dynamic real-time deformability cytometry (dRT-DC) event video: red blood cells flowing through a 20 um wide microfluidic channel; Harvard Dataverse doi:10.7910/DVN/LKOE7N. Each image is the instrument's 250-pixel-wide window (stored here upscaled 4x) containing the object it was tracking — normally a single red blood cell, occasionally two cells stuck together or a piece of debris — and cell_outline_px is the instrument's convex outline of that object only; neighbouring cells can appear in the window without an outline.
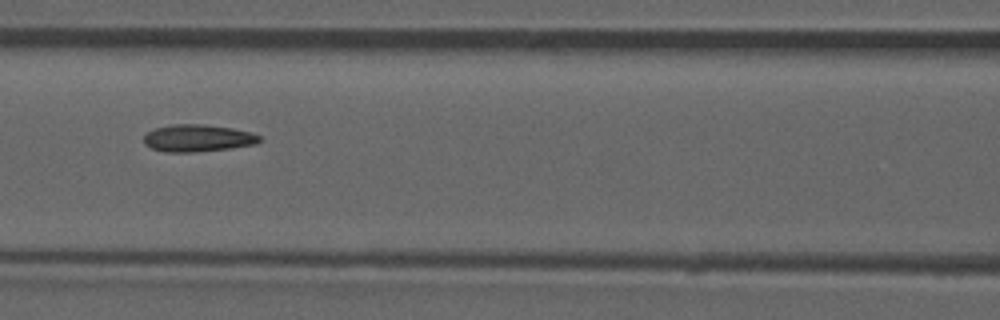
{"species": "common noctule bat (a hibernating species)", "species_latin": "Nyctalus noctula", "temperature_condition": "room temperature", "stored_images_in_passage": 41, "camera_frame_rate_fps": 3000, "um_per_image_px": 0.085, "animal": {"sex": "male", "forearm_length_mm": 52.5}, "frame": {"image": 1, "passage_image": 12, "time_ms": 3.667, "image_size_px": [1000, 320], "cell_outline_px": [[260, 140], [252, 144], [228, 148], [192, 152], [164, 152], [152, 148], [144, 144], [144, 136], [148, 132], [156, 128], [172, 124], [204, 124], [232, 128], [252, 132], [260, 136]], "centroid_in_image_um": [16.77, 11.73], "position_along_channel_um": 149.8, "area_um2": 18.09}, "authors_computed_cell_mechanics": {"area_um2": 17.8024, "velocity_mm_per_s": 3.9118, "shape_relaxation_time_tau1_ms": null, "shape_relaxation_time_tau2_ms": 4.1684, "deformation_change_tau1": null, "deformation_change_tau2": 0.1069}}